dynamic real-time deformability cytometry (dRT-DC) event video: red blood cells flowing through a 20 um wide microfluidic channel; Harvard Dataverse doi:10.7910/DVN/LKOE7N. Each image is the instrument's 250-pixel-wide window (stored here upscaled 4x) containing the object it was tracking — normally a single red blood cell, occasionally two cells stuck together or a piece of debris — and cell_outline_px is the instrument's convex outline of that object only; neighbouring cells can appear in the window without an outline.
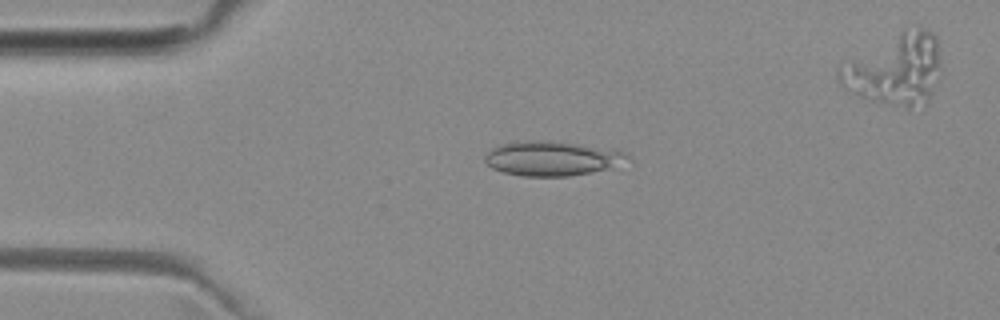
{"species": "common noctule bat (a hibernating species)", "species_latin": "Nyctalus noctula", "temperature_condition": "room temperature", "stored_images_in_passage": 14, "camera_frame_rate_fps": 3000, "um_per_image_px": 0.085, "animal": {"sex": "female", "body_mass_g": 29.2, "forearm_length_mm": 56.3}, "frame": {"image": 1, "passage_image": 12, "time_ms": 3.667, "image_size_px": [1000, 320], "cell_outline_px": [[632, 160], [612, 168], [568, 176], [520, 176], [504, 172], [492, 168], [484, 160], [484, 156], [492, 148], [500, 144], [528, 140], [548, 140], [624, 152]], "centroid_in_image_um": [46.89, 13.48], "position_along_channel_um": 38.1, "area_um2": 28.38}}